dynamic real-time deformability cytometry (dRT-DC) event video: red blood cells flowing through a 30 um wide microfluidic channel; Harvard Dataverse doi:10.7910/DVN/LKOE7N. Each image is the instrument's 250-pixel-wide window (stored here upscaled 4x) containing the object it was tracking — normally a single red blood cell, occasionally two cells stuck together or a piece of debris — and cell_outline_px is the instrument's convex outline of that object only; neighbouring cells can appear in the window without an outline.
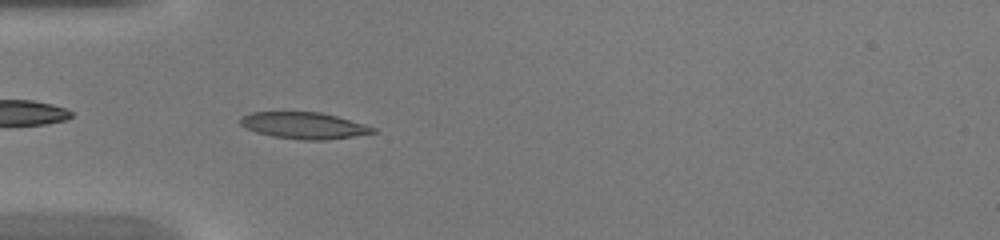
{"species": "common noctule bat (a hibernating species)", "species_latin": "Nyctalus noctula", "temperature_condition": "warm", "stored_images_in_passage": 33, "camera_frame_rate_fps": 3000, "um_per_image_px": 0.085, "animal": {"sex": "female", "body_mass_g": 20.0, "forearm_length_mm": 54.0}, "frame": {"image": 1, "passage_image": 3, "time_ms": 0.667, "image_size_px": [1000, 240], "cell_outline_px": [[376, 132], [352, 136], [324, 140], [304, 140], [272, 136], [256, 132], [244, 128], [240, 124], [240, 116], [252, 112], [320, 112], [336, 116], [364, 124], [376, 128]], "centroid_in_image_um": [25.78, 10.66], "position_along_channel_um": 59.2, "area_um2": 20.4}}
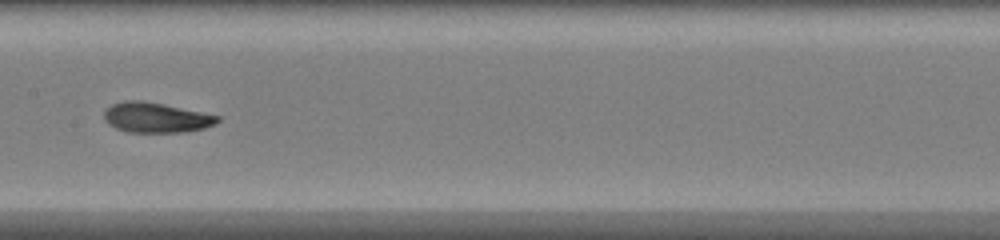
{"frame": {"image": 2, "passage_image": 12, "time_ms": 3.667, "image_size_px": [1000, 240], "cell_outline_px": [[220, 120], [216, 124], [204, 128], [188, 132], [128, 132], [116, 128], [108, 124], [104, 120], [104, 108], [112, 104], [124, 100], [140, 100], [164, 104], [220, 116]], "centroid_in_image_um": [13.24, 9.99], "position_along_channel_um": 194.2, "area_um2": 20.06}}
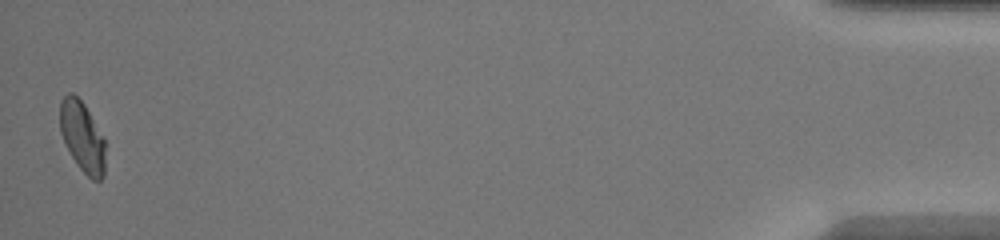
{"frame": {"image": 3, "passage_image": 33, "time_ms": 10.667, "image_size_px": [1000, 240], "cell_outline_px": [[104, 176], [100, 180], [92, 180], [76, 164], [60, 132], [60, 100], [68, 92], [72, 92], [84, 104], [104, 136]], "centroid_in_image_um": [6.99, 11.6], "position_along_channel_um": 428.2, "area_um2": 18.5}}